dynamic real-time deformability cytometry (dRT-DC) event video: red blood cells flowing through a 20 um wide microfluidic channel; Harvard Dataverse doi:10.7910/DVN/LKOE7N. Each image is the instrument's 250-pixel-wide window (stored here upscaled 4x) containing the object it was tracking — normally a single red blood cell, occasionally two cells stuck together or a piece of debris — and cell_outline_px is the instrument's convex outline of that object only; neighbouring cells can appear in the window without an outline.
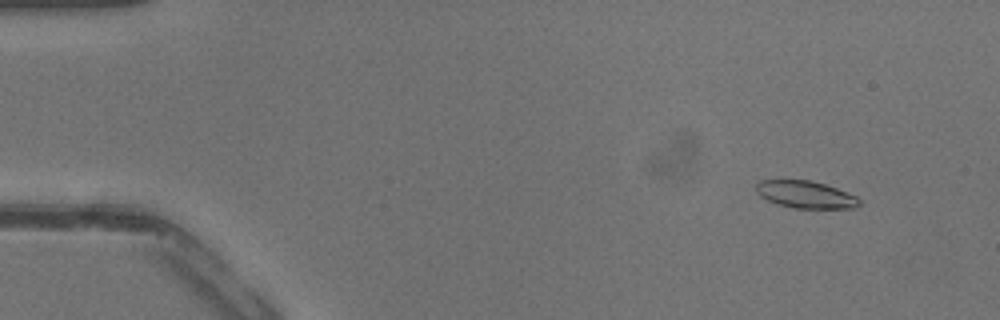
{"species": "common noctule bat (a hibernating species)", "species_latin": "Nyctalus noctula", "temperature_condition": "warm", "stored_images_in_passage": 24, "camera_frame_rate_fps": 3000, "um_per_image_px": 0.085, "animal": {"sex": "male", "body_mass_g": 13.3}, "frame": {"image": 1, "passage_image": 5, "time_ms": 1.333, "image_size_px": [1000, 320], "cell_outline_px": [[860, 204], [856, 208], [792, 208], [776, 204], [760, 196], [756, 192], [756, 184], [760, 180], [812, 180], [836, 188], [856, 196], [860, 200]], "centroid_in_image_um": [68.46, 16.54], "position_along_channel_um": 16.5, "area_um2": 16.42}}
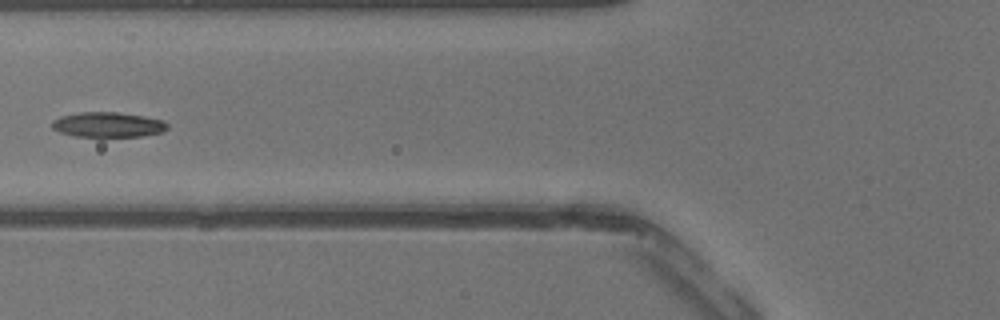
{"frame": {"image": 2, "passage_image": 18, "time_ms": 5.667, "image_size_px": [1000, 320], "cell_outline_px": [[168, 128], [160, 132], [140, 136], [100, 140], [76, 136], [60, 132], [52, 128], [52, 120], [60, 116], [80, 112], [116, 112], [144, 116], [164, 120], [168, 124]], "centroid_in_image_um": [9.16, 10.64], "position_along_channel_um": 116.6, "area_um2": 17.63}}
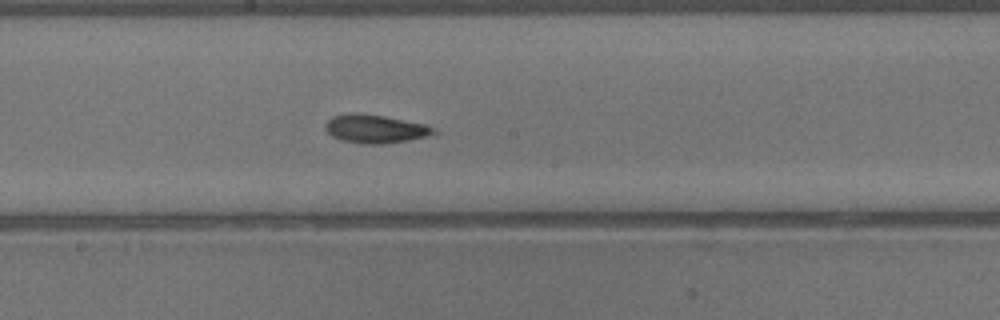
{"frame": {"image": 3, "passage_image": 24, "time_ms": 7.667, "image_size_px": [1000, 320], "cell_outline_px": [[440, 132], [436, 136], [384, 144], [364, 144], [344, 140], [332, 136], [324, 128], [324, 124], [332, 116], [384, 116], [424, 124]], "centroid_in_image_um": [32.02, 11.01], "position_along_channel_um": 216.2, "area_um2": 17.4}}